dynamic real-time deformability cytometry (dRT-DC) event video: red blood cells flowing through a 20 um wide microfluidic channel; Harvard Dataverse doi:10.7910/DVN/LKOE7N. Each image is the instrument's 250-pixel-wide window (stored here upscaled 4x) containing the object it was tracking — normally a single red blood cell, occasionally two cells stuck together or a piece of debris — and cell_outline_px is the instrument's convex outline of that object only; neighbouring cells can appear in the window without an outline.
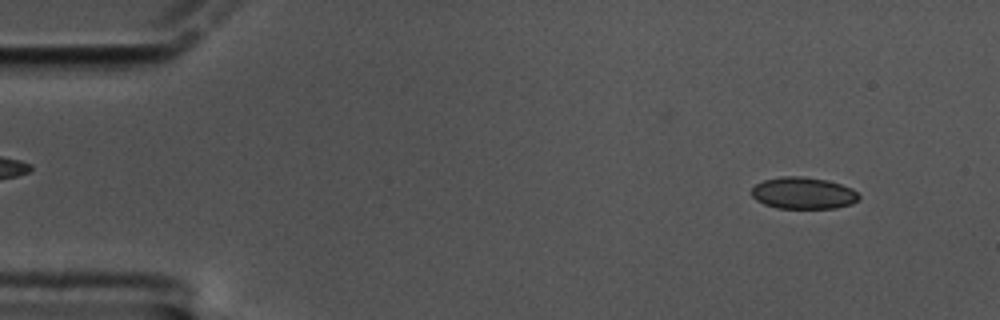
{"species": "common noctule bat (a hibernating species)", "species_latin": "Nyctalus noctula", "temperature_condition": "cold", "stored_images_in_passage": 21, "camera_frame_rate_fps": 3000, "um_per_image_px": 0.085, "animal": {"sex": "male", "body_mass_g": 17.5, "forearm_length_mm": 52.3}, "frame": {"image": 1, "passage_image": 5, "time_ms": 1.333, "image_size_px": [1000, 320], "cell_outline_px": [[860, 200], [852, 204], [836, 208], [776, 208], [764, 204], [756, 200], [752, 196], [752, 188], [756, 184], [764, 180], [780, 176], [804, 176], [828, 180], [852, 188], [860, 196]], "centroid_in_image_um": [68.29, 16.41], "position_along_channel_um": 16.7, "area_um2": 20.06}}
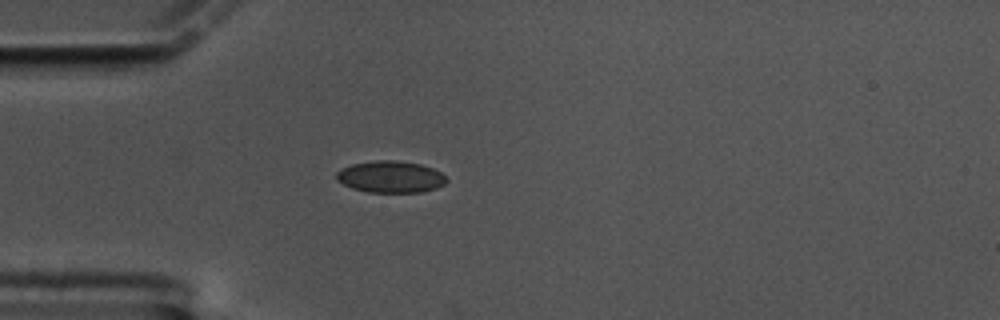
{"frame": {"image": 2, "passage_image": 16, "time_ms": 5.0, "image_size_px": [1000, 320], "cell_outline_px": [[448, 180], [444, 184], [436, 188], [420, 192], [368, 192], [352, 188], [336, 180], [336, 172], [352, 164], [376, 160], [392, 160], [420, 164], [432, 168], [440, 172]], "centroid_in_image_um": [33.19, 15.03], "position_along_channel_um": 51.8, "area_um2": 20.17}}